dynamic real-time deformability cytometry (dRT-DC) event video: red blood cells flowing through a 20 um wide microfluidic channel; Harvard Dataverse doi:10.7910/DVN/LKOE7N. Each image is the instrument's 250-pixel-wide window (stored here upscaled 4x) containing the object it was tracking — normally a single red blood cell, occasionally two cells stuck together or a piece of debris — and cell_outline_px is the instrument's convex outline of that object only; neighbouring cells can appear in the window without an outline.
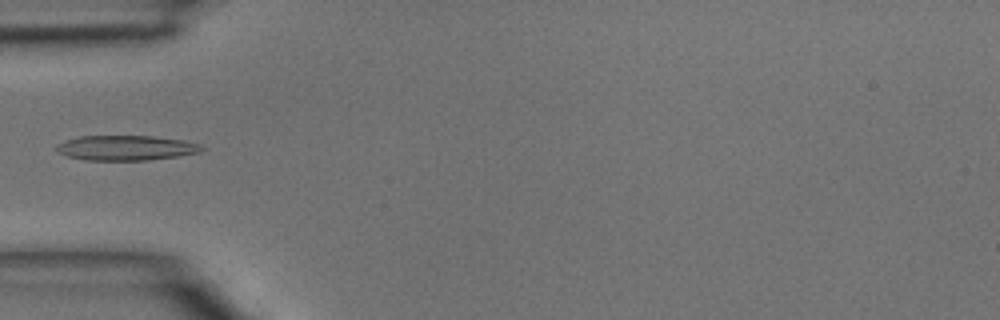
{"species": "common noctule bat (a hibernating species)", "species_latin": "Nyctalus noctula", "temperature_condition": "room temperature", "stored_images_in_passage": 3, "camera_frame_rate_fps": 3000, "um_per_image_px": 0.085, "animal": {"sex": "male", "body_mass_g": 15.6}, "frame": {"image": 1, "passage_image": 3, "time_ms": 0.667, "image_size_px": [1000, 320], "cell_outline_px": [[208, 148], [200, 152], [176, 156], [148, 160], [88, 160], [68, 156], [60, 152], [56, 148], [56, 144], [80, 136], [152, 136], [184, 140], [200, 144]], "centroid_in_image_um": [10.78, 12.56], "position_along_channel_um": 74.2, "area_um2": 20.98}}